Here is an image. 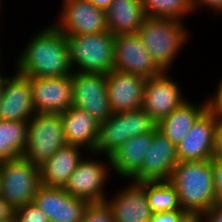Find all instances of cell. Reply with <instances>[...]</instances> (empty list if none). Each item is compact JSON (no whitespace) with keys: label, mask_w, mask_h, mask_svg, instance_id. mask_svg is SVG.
<instances>
[{"label":"cell","mask_w":222,"mask_h":222,"mask_svg":"<svg viewBox=\"0 0 222 222\" xmlns=\"http://www.w3.org/2000/svg\"><path fill=\"white\" fill-rule=\"evenodd\" d=\"M27 135L28 122L0 120V163L24 156Z\"/></svg>","instance_id":"cell-25"},{"label":"cell","mask_w":222,"mask_h":222,"mask_svg":"<svg viewBox=\"0 0 222 222\" xmlns=\"http://www.w3.org/2000/svg\"><path fill=\"white\" fill-rule=\"evenodd\" d=\"M82 222H114L111 208L106 202L89 203Z\"/></svg>","instance_id":"cell-28"},{"label":"cell","mask_w":222,"mask_h":222,"mask_svg":"<svg viewBox=\"0 0 222 222\" xmlns=\"http://www.w3.org/2000/svg\"><path fill=\"white\" fill-rule=\"evenodd\" d=\"M106 17L108 31L114 36L136 34L146 19L140 0H113Z\"/></svg>","instance_id":"cell-23"},{"label":"cell","mask_w":222,"mask_h":222,"mask_svg":"<svg viewBox=\"0 0 222 222\" xmlns=\"http://www.w3.org/2000/svg\"><path fill=\"white\" fill-rule=\"evenodd\" d=\"M178 162L176 145L156 129L152 131V141L133 182L168 181Z\"/></svg>","instance_id":"cell-11"},{"label":"cell","mask_w":222,"mask_h":222,"mask_svg":"<svg viewBox=\"0 0 222 222\" xmlns=\"http://www.w3.org/2000/svg\"><path fill=\"white\" fill-rule=\"evenodd\" d=\"M202 216L203 214L201 213H189V212H186L178 222H202L203 219H202ZM202 220V221H200Z\"/></svg>","instance_id":"cell-37"},{"label":"cell","mask_w":222,"mask_h":222,"mask_svg":"<svg viewBox=\"0 0 222 222\" xmlns=\"http://www.w3.org/2000/svg\"><path fill=\"white\" fill-rule=\"evenodd\" d=\"M169 182L176 188L185 212L204 214L218 202L213 182V159L178 162Z\"/></svg>","instance_id":"cell-2"},{"label":"cell","mask_w":222,"mask_h":222,"mask_svg":"<svg viewBox=\"0 0 222 222\" xmlns=\"http://www.w3.org/2000/svg\"><path fill=\"white\" fill-rule=\"evenodd\" d=\"M107 75L97 73H72L73 106L87 111L99 123L112 115L107 94Z\"/></svg>","instance_id":"cell-8"},{"label":"cell","mask_w":222,"mask_h":222,"mask_svg":"<svg viewBox=\"0 0 222 222\" xmlns=\"http://www.w3.org/2000/svg\"><path fill=\"white\" fill-rule=\"evenodd\" d=\"M80 146H63L40 167V182L44 186L64 188L71 174L75 171L82 159Z\"/></svg>","instance_id":"cell-21"},{"label":"cell","mask_w":222,"mask_h":222,"mask_svg":"<svg viewBox=\"0 0 222 222\" xmlns=\"http://www.w3.org/2000/svg\"><path fill=\"white\" fill-rule=\"evenodd\" d=\"M40 167L24 157L0 163V196L15 210L33 202Z\"/></svg>","instance_id":"cell-6"},{"label":"cell","mask_w":222,"mask_h":222,"mask_svg":"<svg viewBox=\"0 0 222 222\" xmlns=\"http://www.w3.org/2000/svg\"><path fill=\"white\" fill-rule=\"evenodd\" d=\"M158 123L142 108L134 111L112 113L99 124L95 152L106 153L109 157L128 139L155 131Z\"/></svg>","instance_id":"cell-5"},{"label":"cell","mask_w":222,"mask_h":222,"mask_svg":"<svg viewBox=\"0 0 222 222\" xmlns=\"http://www.w3.org/2000/svg\"><path fill=\"white\" fill-rule=\"evenodd\" d=\"M33 202L46 214L49 222H82L89 202L75 198L63 188L40 185Z\"/></svg>","instance_id":"cell-14"},{"label":"cell","mask_w":222,"mask_h":222,"mask_svg":"<svg viewBox=\"0 0 222 222\" xmlns=\"http://www.w3.org/2000/svg\"><path fill=\"white\" fill-rule=\"evenodd\" d=\"M114 69L146 79L162 73L137 33L114 37Z\"/></svg>","instance_id":"cell-13"},{"label":"cell","mask_w":222,"mask_h":222,"mask_svg":"<svg viewBox=\"0 0 222 222\" xmlns=\"http://www.w3.org/2000/svg\"><path fill=\"white\" fill-rule=\"evenodd\" d=\"M214 158L222 160V116H218L217 120L215 132Z\"/></svg>","instance_id":"cell-32"},{"label":"cell","mask_w":222,"mask_h":222,"mask_svg":"<svg viewBox=\"0 0 222 222\" xmlns=\"http://www.w3.org/2000/svg\"><path fill=\"white\" fill-rule=\"evenodd\" d=\"M3 85H4V77L2 78V76L0 75V100L3 92Z\"/></svg>","instance_id":"cell-39"},{"label":"cell","mask_w":222,"mask_h":222,"mask_svg":"<svg viewBox=\"0 0 222 222\" xmlns=\"http://www.w3.org/2000/svg\"><path fill=\"white\" fill-rule=\"evenodd\" d=\"M16 222H49L46 214L34 203H27L14 210Z\"/></svg>","instance_id":"cell-29"},{"label":"cell","mask_w":222,"mask_h":222,"mask_svg":"<svg viewBox=\"0 0 222 222\" xmlns=\"http://www.w3.org/2000/svg\"><path fill=\"white\" fill-rule=\"evenodd\" d=\"M143 76L112 70L107 74L106 86L112 113L134 111L142 108Z\"/></svg>","instance_id":"cell-18"},{"label":"cell","mask_w":222,"mask_h":222,"mask_svg":"<svg viewBox=\"0 0 222 222\" xmlns=\"http://www.w3.org/2000/svg\"><path fill=\"white\" fill-rule=\"evenodd\" d=\"M92 4H94L97 8H100L106 11L109 5L113 2V0H89Z\"/></svg>","instance_id":"cell-38"},{"label":"cell","mask_w":222,"mask_h":222,"mask_svg":"<svg viewBox=\"0 0 222 222\" xmlns=\"http://www.w3.org/2000/svg\"><path fill=\"white\" fill-rule=\"evenodd\" d=\"M203 217L207 219V222H222V204L218 202L215 203L203 214Z\"/></svg>","instance_id":"cell-33"},{"label":"cell","mask_w":222,"mask_h":222,"mask_svg":"<svg viewBox=\"0 0 222 222\" xmlns=\"http://www.w3.org/2000/svg\"><path fill=\"white\" fill-rule=\"evenodd\" d=\"M63 122L58 113H35L28 121L27 146L24 158L40 166L66 146Z\"/></svg>","instance_id":"cell-7"},{"label":"cell","mask_w":222,"mask_h":222,"mask_svg":"<svg viewBox=\"0 0 222 222\" xmlns=\"http://www.w3.org/2000/svg\"><path fill=\"white\" fill-rule=\"evenodd\" d=\"M152 141V132L137 135L128 139L109 157L110 166L119 174L133 178L141 169L145 157Z\"/></svg>","instance_id":"cell-22"},{"label":"cell","mask_w":222,"mask_h":222,"mask_svg":"<svg viewBox=\"0 0 222 222\" xmlns=\"http://www.w3.org/2000/svg\"><path fill=\"white\" fill-rule=\"evenodd\" d=\"M33 115H35V107L29 77L18 72L13 78L4 77L0 120L28 122Z\"/></svg>","instance_id":"cell-17"},{"label":"cell","mask_w":222,"mask_h":222,"mask_svg":"<svg viewBox=\"0 0 222 222\" xmlns=\"http://www.w3.org/2000/svg\"><path fill=\"white\" fill-rule=\"evenodd\" d=\"M208 109V101L204 105L196 106L185 101L162 119L157 129L176 146L191 130L196 120Z\"/></svg>","instance_id":"cell-24"},{"label":"cell","mask_w":222,"mask_h":222,"mask_svg":"<svg viewBox=\"0 0 222 222\" xmlns=\"http://www.w3.org/2000/svg\"><path fill=\"white\" fill-rule=\"evenodd\" d=\"M213 182L218 203L222 204V160L213 158Z\"/></svg>","instance_id":"cell-30"},{"label":"cell","mask_w":222,"mask_h":222,"mask_svg":"<svg viewBox=\"0 0 222 222\" xmlns=\"http://www.w3.org/2000/svg\"><path fill=\"white\" fill-rule=\"evenodd\" d=\"M60 23L55 26L64 35L100 34L108 31L106 11L89 0H64Z\"/></svg>","instance_id":"cell-10"},{"label":"cell","mask_w":222,"mask_h":222,"mask_svg":"<svg viewBox=\"0 0 222 222\" xmlns=\"http://www.w3.org/2000/svg\"><path fill=\"white\" fill-rule=\"evenodd\" d=\"M65 36L69 44L71 66L78 65V72L107 75L114 70L115 36L109 31Z\"/></svg>","instance_id":"cell-4"},{"label":"cell","mask_w":222,"mask_h":222,"mask_svg":"<svg viewBox=\"0 0 222 222\" xmlns=\"http://www.w3.org/2000/svg\"><path fill=\"white\" fill-rule=\"evenodd\" d=\"M218 115L209 108L196 120L191 130L176 146L180 161H205L214 158Z\"/></svg>","instance_id":"cell-12"},{"label":"cell","mask_w":222,"mask_h":222,"mask_svg":"<svg viewBox=\"0 0 222 222\" xmlns=\"http://www.w3.org/2000/svg\"><path fill=\"white\" fill-rule=\"evenodd\" d=\"M105 202L111 208L114 222H149L153 213L148 205L146 190L136 182Z\"/></svg>","instance_id":"cell-19"},{"label":"cell","mask_w":222,"mask_h":222,"mask_svg":"<svg viewBox=\"0 0 222 222\" xmlns=\"http://www.w3.org/2000/svg\"><path fill=\"white\" fill-rule=\"evenodd\" d=\"M148 205L153 213L183 210L176 188L168 181H144Z\"/></svg>","instance_id":"cell-26"},{"label":"cell","mask_w":222,"mask_h":222,"mask_svg":"<svg viewBox=\"0 0 222 222\" xmlns=\"http://www.w3.org/2000/svg\"><path fill=\"white\" fill-rule=\"evenodd\" d=\"M16 65L17 72L26 77L71 75L73 68L66 36L55 25L40 31L22 51Z\"/></svg>","instance_id":"cell-1"},{"label":"cell","mask_w":222,"mask_h":222,"mask_svg":"<svg viewBox=\"0 0 222 222\" xmlns=\"http://www.w3.org/2000/svg\"><path fill=\"white\" fill-rule=\"evenodd\" d=\"M180 20L146 17L137 32L157 67L165 72L186 41Z\"/></svg>","instance_id":"cell-3"},{"label":"cell","mask_w":222,"mask_h":222,"mask_svg":"<svg viewBox=\"0 0 222 222\" xmlns=\"http://www.w3.org/2000/svg\"><path fill=\"white\" fill-rule=\"evenodd\" d=\"M35 113H63L73 106L72 74L29 77Z\"/></svg>","instance_id":"cell-9"},{"label":"cell","mask_w":222,"mask_h":222,"mask_svg":"<svg viewBox=\"0 0 222 222\" xmlns=\"http://www.w3.org/2000/svg\"><path fill=\"white\" fill-rule=\"evenodd\" d=\"M108 170L99 161L81 159L63 189L71 196L89 203L105 202L103 188L108 178Z\"/></svg>","instance_id":"cell-16"},{"label":"cell","mask_w":222,"mask_h":222,"mask_svg":"<svg viewBox=\"0 0 222 222\" xmlns=\"http://www.w3.org/2000/svg\"><path fill=\"white\" fill-rule=\"evenodd\" d=\"M200 4L201 6L208 5V7L213 8V9L215 8L214 10L222 12V0H192L193 11Z\"/></svg>","instance_id":"cell-35"},{"label":"cell","mask_w":222,"mask_h":222,"mask_svg":"<svg viewBox=\"0 0 222 222\" xmlns=\"http://www.w3.org/2000/svg\"><path fill=\"white\" fill-rule=\"evenodd\" d=\"M217 96L213 100H208V108L218 116H222V80L217 90Z\"/></svg>","instance_id":"cell-34"},{"label":"cell","mask_w":222,"mask_h":222,"mask_svg":"<svg viewBox=\"0 0 222 222\" xmlns=\"http://www.w3.org/2000/svg\"><path fill=\"white\" fill-rule=\"evenodd\" d=\"M0 222H16V219H15V216L13 215L12 217L8 219L0 220Z\"/></svg>","instance_id":"cell-40"},{"label":"cell","mask_w":222,"mask_h":222,"mask_svg":"<svg viewBox=\"0 0 222 222\" xmlns=\"http://www.w3.org/2000/svg\"><path fill=\"white\" fill-rule=\"evenodd\" d=\"M165 73L147 78L143 90L142 109L157 123L185 102L176 82Z\"/></svg>","instance_id":"cell-15"},{"label":"cell","mask_w":222,"mask_h":222,"mask_svg":"<svg viewBox=\"0 0 222 222\" xmlns=\"http://www.w3.org/2000/svg\"><path fill=\"white\" fill-rule=\"evenodd\" d=\"M14 215V209L0 196V220Z\"/></svg>","instance_id":"cell-36"},{"label":"cell","mask_w":222,"mask_h":222,"mask_svg":"<svg viewBox=\"0 0 222 222\" xmlns=\"http://www.w3.org/2000/svg\"><path fill=\"white\" fill-rule=\"evenodd\" d=\"M185 213L184 210L152 213L149 222H178Z\"/></svg>","instance_id":"cell-31"},{"label":"cell","mask_w":222,"mask_h":222,"mask_svg":"<svg viewBox=\"0 0 222 222\" xmlns=\"http://www.w3.org/2000/svg\"><path fill=\"white\" fill-rule=\"evenodd\" d=\"M67 144L86 146L93 152L99 131V123L87 111L71 106L60 113Z\"/></svg>","instance_id":"cell-20"},{"label":"cell","mask_w":222,"mask_h":222,"mask_svg":"<svg viewBox=\"0 0 222 222\" xmlns=\"http://www.w3.org/2000/svg\"><path fill=\"white\" fill-rule=\"evenodd\" d=\"M146 17L180 20L193 10L192 0H140Z\"/></svg>","instance_id":"cell-27"}]
</instances>
